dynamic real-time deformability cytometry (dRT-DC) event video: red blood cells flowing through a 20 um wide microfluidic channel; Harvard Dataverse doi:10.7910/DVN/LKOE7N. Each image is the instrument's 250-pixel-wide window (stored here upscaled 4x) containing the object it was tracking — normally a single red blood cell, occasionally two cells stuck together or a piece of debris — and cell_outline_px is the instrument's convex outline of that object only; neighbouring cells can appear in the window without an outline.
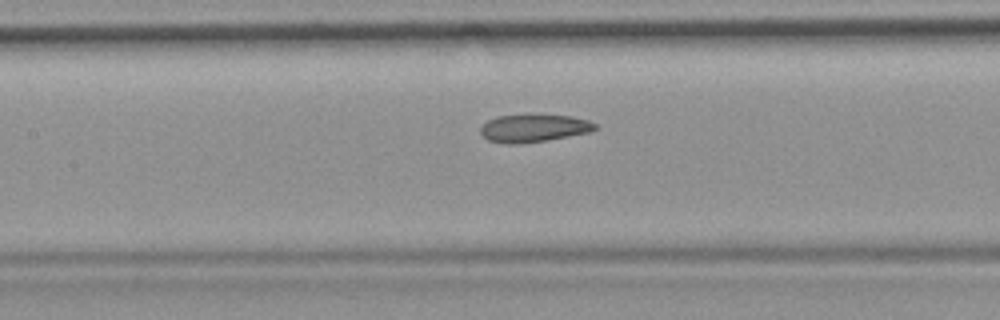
{"species": "common noctule bat (a hibernating species)", "species_latin": "Nyctalus noctula", "temperature_condition": "room temperature", "stored_images_in_passage": 52, "camera_frame_rate_fps": 3000, "um_per_image_px": 0.085, "animal": {"sex": "female", "body_mass_g": 19.9}, "frame": {"image": 1, "passage_image": 23, "time_ms": 7.333, "image_size_px": [1000, 320], "cell_outline_px": [[596, 128], [592, 132], [544, 140], [512, 144], [508, 144], [488, 140], [480, 132], [480, 128], [488, 120], [496, 116], [532, 112], [572, 116], [588, 120], [596, 124]], "centroid_in_image_um": [45.37, 10.84], "position_along_channel_um": 162.0, "area_um2": 19.02}, "authors_computed_cell_mechanics": {"area_um2": 19.4786, "velocity_mm_per_s": 3.7651, "shape_relaxation_time_tau1_ms": null, "shape_relaxation_time_tau2_ms": 2.7194, "deformation_change_tau1": null, "deformation_change_tau2": 0.0933}}